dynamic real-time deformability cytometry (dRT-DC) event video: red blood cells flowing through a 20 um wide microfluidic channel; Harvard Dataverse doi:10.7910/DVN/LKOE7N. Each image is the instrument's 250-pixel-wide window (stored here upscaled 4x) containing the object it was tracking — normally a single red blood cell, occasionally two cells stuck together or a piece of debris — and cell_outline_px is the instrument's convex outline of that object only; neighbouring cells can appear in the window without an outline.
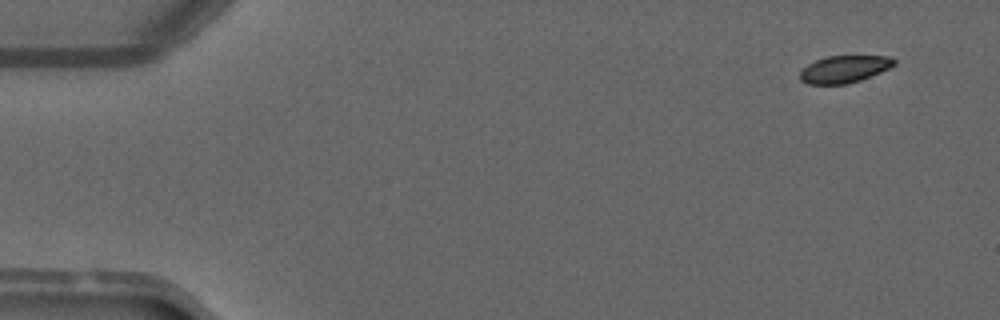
{"species": "common noctule bat (a hibernating species)", "species_latin": "Nyctalus noctula", "temperature_condition": "warm", "stored_images_in_passage": 46, "camera_frame_rate_fps": 3000, "um_per_image_px": 0.085, "animal": {"sex": "male", "forearm_length_mm": 52.5}, "frame": {"image": 1, "passage_image": 1, "time_ms": 0.0, "image_size_px": [1000, 320], "cell_outline_px": [[896, 64], [880, 72], [860, 80], [848, 84], [808, 84], [800, 80], [800, 72], [808, 64], [816, 60], [828, 56], [892, 56], [896, 60]], "centroid_in_image_um": [71.78, 5.87], "position_along_channel_um": 13.2, "area_um2": 14.85}}
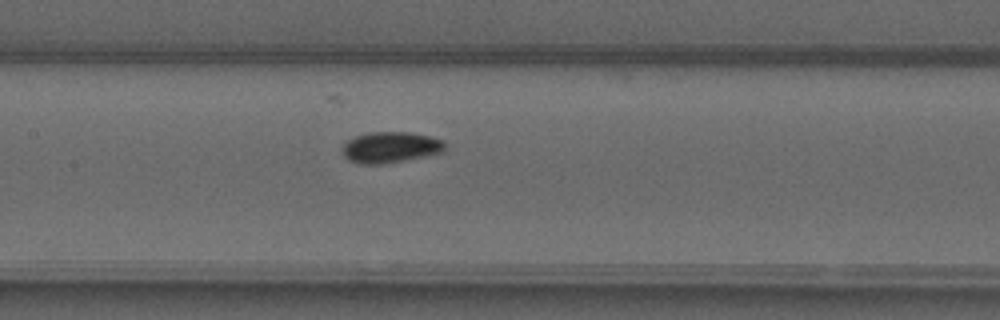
{"frame": {"image": 2, "passage_image": 22, "time_ms": 7.0, "image_size_px": [1000, 320], "cell_outline_px": [[444, 152], [384, 164], [360, 164], [348, 160], [344, 156], [340, 148], [348, 140], [356, 136], [368, 132], [412, 132], [444, 140]], "centroid_in_image_um": [33.16, 12.52], "position_along_channel_um": 174.2, "area_um2": 18.61}}
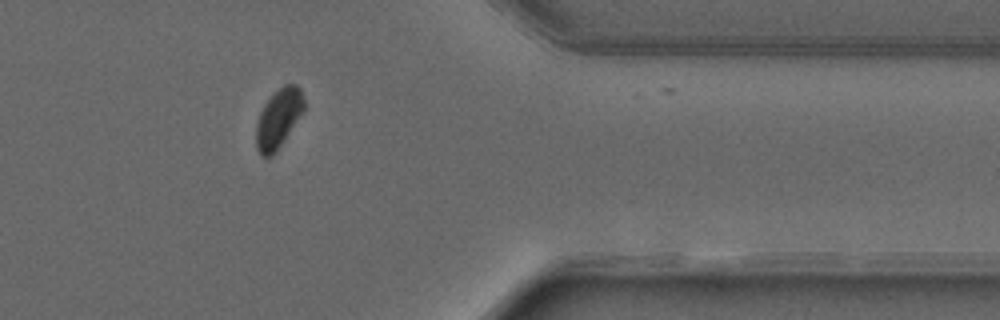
{"frame": {"image": 3, "passage_image": 39, "time_ms": 12.667, "image_size_px": [1000, 320], "cell_outline_px": [[304, 112], [276, 152], [272, 156], [260, 156], [256, 148], [256, 124], [260, 112], [264, 104], [272, 92], [284, 84], [296, 84], [300, 88], [304, 96]], "centroid_in_image_um": [23.67, 10.05], "position_along_channel_um": 387.7, "area_um2": 16.82}}